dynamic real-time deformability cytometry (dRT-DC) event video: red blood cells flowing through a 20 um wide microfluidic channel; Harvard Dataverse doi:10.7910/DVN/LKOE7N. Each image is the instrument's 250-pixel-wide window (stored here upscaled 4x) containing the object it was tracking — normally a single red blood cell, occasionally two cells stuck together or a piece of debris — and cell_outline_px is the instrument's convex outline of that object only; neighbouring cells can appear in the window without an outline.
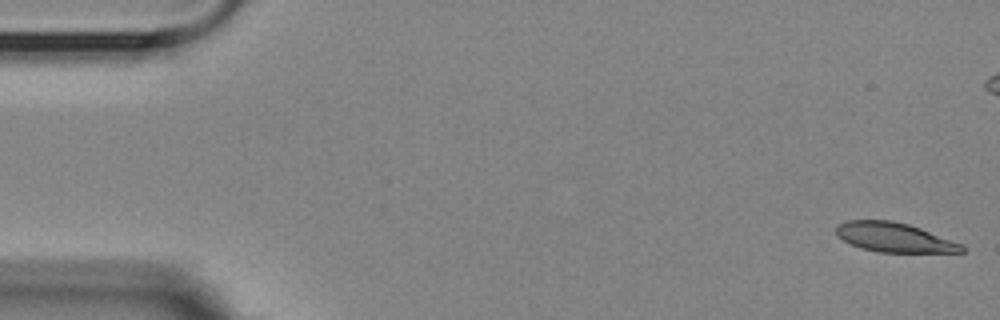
{"species": "Egyptian fruit bat (a non-hibernating species)", "species_latin": "Rousettus aegyptiacus", "temperature_condition": "room temperature", "stored_images_in_passage": 6, "camera_frame_rate_fps": 3000, "um_per_image_px": 0.085, "animal": {"sex": "female"}, "frame": {"image": 1, "passage_image": 1, "time_ms": 0.0, "image_size_px": [1000, 320], "cell_outline_px": [[964, 252], [880, 252], [860, 248], [836, 236], [836, 224], [848, 220], [892, 220], [908, 224], [920, 228], [960, 244], [964, 248]], "centroid_in_image_um": [75.94, 20.17], "position_along_channel_um": 9.1, "area_um2": 21.27}}